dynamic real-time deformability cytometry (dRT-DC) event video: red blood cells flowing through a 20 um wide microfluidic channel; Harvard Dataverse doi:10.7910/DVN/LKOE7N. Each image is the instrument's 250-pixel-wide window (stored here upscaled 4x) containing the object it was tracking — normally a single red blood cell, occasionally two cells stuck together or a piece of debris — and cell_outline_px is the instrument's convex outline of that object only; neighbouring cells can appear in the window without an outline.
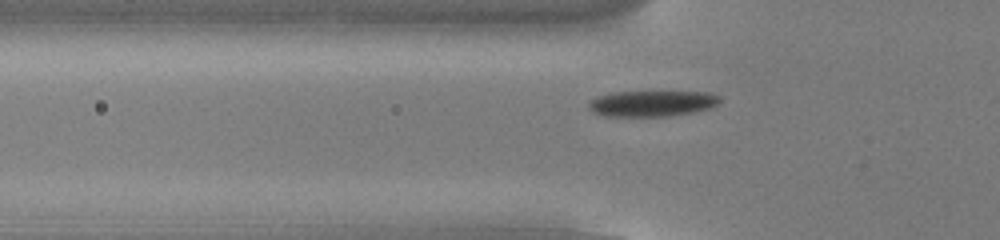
{"species": "common noctule bat (a hibernating species)", "species_latin": "Nyctalus noctula", "temperature_condition": "cold", "stored_images_in_passage": 45, "camera_frame_rate_fps": 3000, "um_per_image_px": 0.085, "animal": {"sex": "male", "body_mass_g": 13.0, "forearm_length_mm": 53.1}, "frame": {"image": 1, "passage_image": 9, "time_ms": 2.667, "image_size_px": [1000, 240], "cell_outline_px": [[720, 100], [716, 104], [708, 108], [692, 112], [668, 116], [604, 116], [592, 112], [588, 108], [588, 100], [596, 96], [612, 92], [708, 92], [720, 96]], "centroid_in_image_um": [55.34, 8.79], "position_along_channel_um": 70.5, "area_um2": 19.77}}
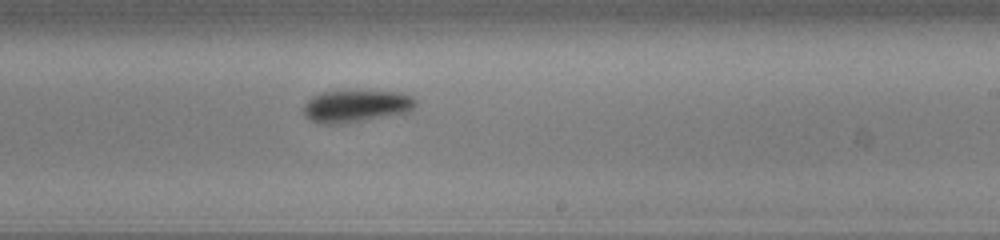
{"frame": {"image": 2, "passage_image": 24, "time_ms": 7.667, "image_size_px": [1000, 240], "cell_outline_px": [[416, 104], [412, 112], [344, 124], [320, 124], [308, 120], [304, 116], [304, 104], [312, 96], [320, 92], [400, 92], [412, 96], [416, 100]], "centroid_in_image_um": [30.27, 9.05], "position_along_channel_um": 258.7, "area_um2": 21.21}}
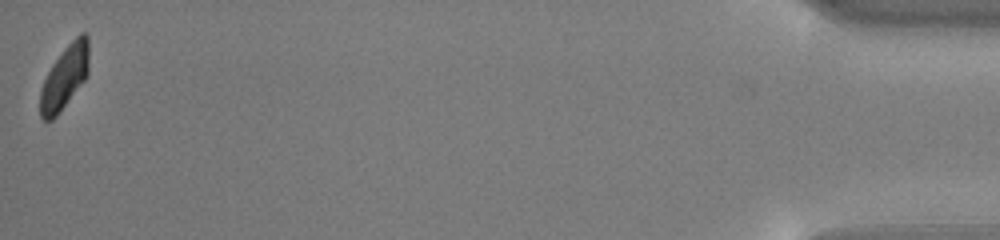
{"frame": {"image": 3, "passage_image": 45, "time_ms": 14.667, "image_size_px": [1000, 240], "cell_outline_px": [[88, 72], [84, 80], [56, 116], [52, 120], [44, 120], [40, 116], [40, 88], [52, 64], [64, 48], [80, 32], [84, 32], [88, 36]], "centroid_in_image_um": [5.48, 6.54], "position_along_channel_um": 429.7, "area_um2": 17.8}, "authors_computed_cell_mechanics": {"area_um2": 19.9988, "velocity_mm_per_s": 3.7846, "shape_relaxation_time_tau1_ms": 5.0523, "shape_relaxation_time_tau2_ms": null, "deformation_change_tau1": 0.2186, "deformation_change_tau2": null}}